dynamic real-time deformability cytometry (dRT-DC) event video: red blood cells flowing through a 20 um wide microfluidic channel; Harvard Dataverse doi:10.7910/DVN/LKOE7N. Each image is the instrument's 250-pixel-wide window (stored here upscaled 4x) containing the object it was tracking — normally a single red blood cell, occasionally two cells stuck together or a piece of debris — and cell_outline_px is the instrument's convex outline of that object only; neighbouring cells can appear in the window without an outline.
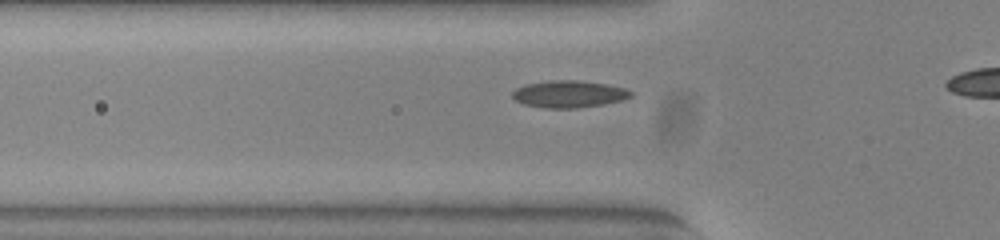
{"species": "common noctule bat (a hibernating species)", "species_latin": "Nyctalus noctula", "temperature_condition": "warm", "stored_images_in_passage": 36, "camera_frame_rate_fps": 3000, "um_per_image_px": 0.085, "animal": {"sex": "female", "body_mass_g": 23.0, "forearm_length_mm": 53.4}, "frame": {"image": 1, "passage_image": 5, "time_ms": 1.333, "image_size_px": [1000, 240], "cell_outline_px": [[632, 96], [620, 100], [604, 104], [576, 108], [544, 108], [524, 104], [516, 100], [512, 96], [512, 92], [516, 88], [524, 84], [548, 80], [576, 80], [608, 84], [624, 88], [632, 92]], "centroid_in_image_um": [48.33, 7.98], "position_along_channel_um": 77.5, "area_um2": 18.67}}
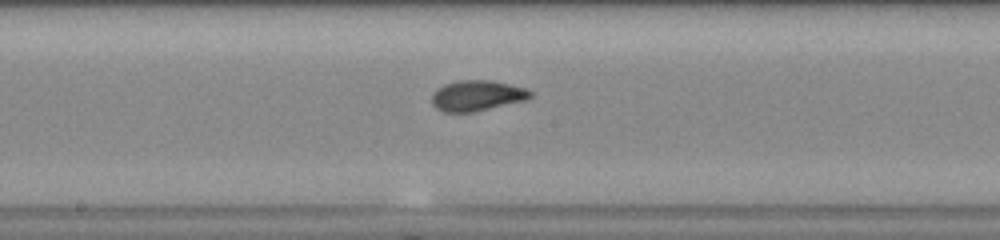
{"frame": {"image": 2, "passage_image": 15, "time_ms": 4.667, "image_size_px": [1000, 240], "cell_outline_px": [[532, 96], [528, 100], [472, 112], [444, 112], [436, 108], [432, 104], [432, 92], [436, 88], [444, 84], [460, 80], [492, 80], [524, 88], [532, 92]], "centroid_in_image_um": [40.53, 8.13], "position_along_channel_um": 207.7, "area_um2": 17.63}}
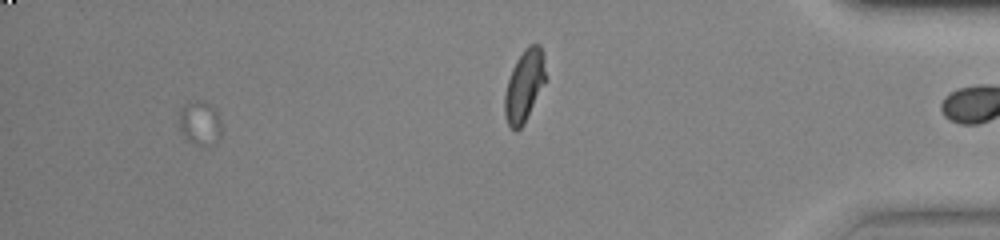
{"frame": {"image": 3, "passage_image": 31, "time_ms": 10.0, "image_size_px": [1000, 240], "cell_outline_px": [[220, 136], [208, 148], [196, 144], [188, 140], [184, 136], [180, 128], [180, 108], [196, 100], [204, 100], [216, 112], [220, 120]], "centroid_in_image_um": [16.99, 10.49], "position_along_channel_um": 418.2, "area_um2": 10.64}, "authors_computed_cell_mechanics": {"area_um2": 17.2533, "velocity_mm_per_s": 3.8909, "shape_relaxation_time_tau1_ms": 5.1869, "shape_relaxation_time_tau2_ms": 1.0331, "deformation_change_tau1": 0.1707, "deformation_change_tau2": 0.0486}}